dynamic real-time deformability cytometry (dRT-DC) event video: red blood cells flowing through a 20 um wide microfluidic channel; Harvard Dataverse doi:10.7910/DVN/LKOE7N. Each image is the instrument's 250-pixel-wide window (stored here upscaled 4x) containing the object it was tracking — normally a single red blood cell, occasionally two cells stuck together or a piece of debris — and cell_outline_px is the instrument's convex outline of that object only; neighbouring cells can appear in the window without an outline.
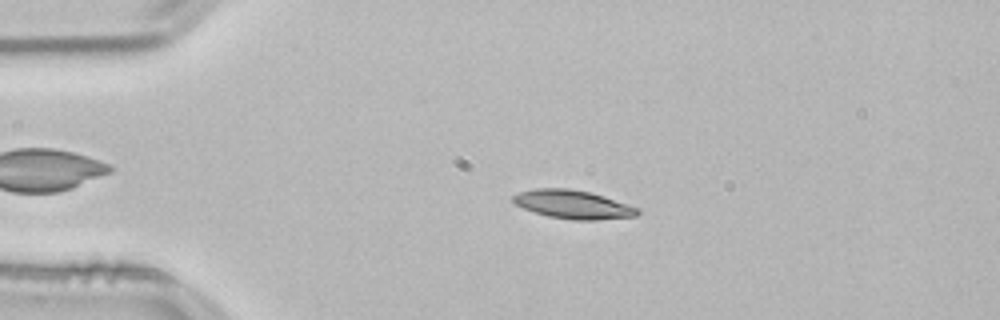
{"species": "common noctule bat (a hibernating species)", "species_latin": "Nyctalus noctula", "temperature_condition": "room temperature", "stored_images_in_passage": 53, "camera_frame_rate_fps": 3000, "um_per_image_px": 0.085, "animal": {"sex": "male", "body_mass_g": 21.5, "forearm_length_mm": 52.0}, "frame": {"image": 1, "passage_image": 11, "time_ms": 3.333, "image_size_px": [1000, 320], "cell_outline_px": [[640, 212], [636, 216], [596, 220], [572, 220], [548, 216], [524, 208], [516, 204], [512, 200], [512, 196], [520, 192], [536, 188], [568, 188], [592, 192], [640, 208]], "centroid_in_image_um": [48.74, 17.37], "position_along_channel_um": 36.3, "area_um2": 20.69}}
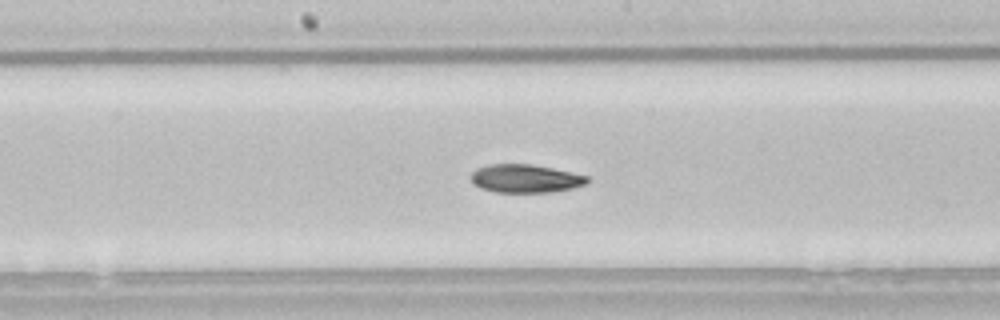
{"frame": {"image": 2, "passage_image": 27, "time_ms": 8.667, "image_size_px": [1000, 320], "cell_outline_px": [[592, 180], [588, 184], [572, 188], [552, 192], [496, 192], [480, 188], [472, 184], [472, 172], [476, 168], [488, 164], [532, 164], [552, 168], [588, 176]], "centroid_in_image_um": [44.68, 15.17], "position_along_channel_um": 203.5, "area_um2": 19.31}}
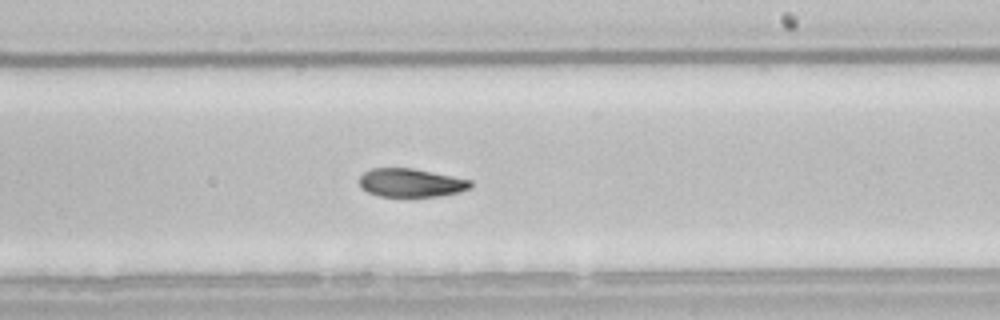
{"frame": {"image": 3, "passage_image": 31, "time_ms": 10.0, "image_size_px": [1000, 320], "cell_outline_px": [[472, 188], [460, 192], [440, 196], [380, 196], [368, 192], [360, 188], [360, 176], [364, 172], [372, 168], [412, 168], [472, 180]], "centroid_in_image_um": [34.95, 15.53], "position_along_channel_um": 254.1, "area_um2": 18.44}, "authors_computed_cell_mechanics": {"area_um2": 19.8832, "velocity_mm_per_s": 3.8189, "shape_relaxation_time_tau1_ms": 6.3289, "shape_relaxation_time_tau2_ms": 5.1284, "deformation_change_tau1": 0.1745, "deformation_change_tau2": 0.1029}}